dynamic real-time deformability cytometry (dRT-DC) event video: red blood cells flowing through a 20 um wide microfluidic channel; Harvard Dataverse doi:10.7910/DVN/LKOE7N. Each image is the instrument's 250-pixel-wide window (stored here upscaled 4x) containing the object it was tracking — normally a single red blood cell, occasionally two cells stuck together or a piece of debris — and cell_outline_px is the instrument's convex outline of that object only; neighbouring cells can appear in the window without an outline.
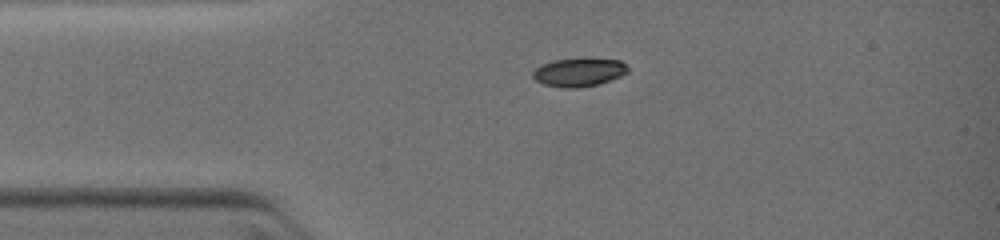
{"species": "common noctule bat (a hibernating species)", "species_latin": "Nyctalus noctula", "temperature_condition": "warm", "stored_images_in_passage": 3, "camera_frame_rate_fps": 3000, "um_per_image_px": 0.085, "animal": {"sex": "female", "body_mass_g": 19.0, "forearm_length_mm": 51.5}, "frame": {"image": 1, "passage_image": 1, "time_ms": 0.0, "image_size_px": [1000, 240], "cell_outline_px": [[628, 72], [620, 76], [600, 84], [580, 88], [564, 88], [544, 84], [536, 80], [532, 76], [532, 72], [540, 64], [552, 60], [620, 60], [628, 68]], "centroid_in_image_um": [49.17, 6.17], "position_along_channel_um": 35.8, "area_um2": 15.37}}
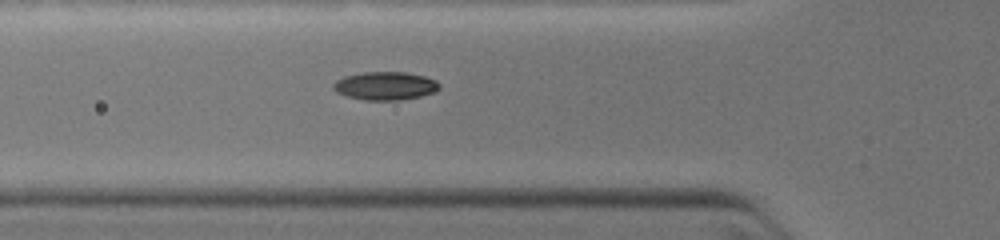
{"frame": {"image": 2, "passage_image": 3, "time_ms": 1.667, "image_size_px": [1000, 240], "cell_outline_px": [[440, 88], [436, 92], [420, 96], [400, 100], [364, 100], [348, 96], [336, 92], [332, 88], [332, 84], [336, 80], [344, 76], [364, 72], [404, 72], [424, 76], [436, 80], [440, 84]], "centroid_in_image_um": [32.75, 7.3], "position_along_channel_um": 93.1, "area_um2": 17.51}}